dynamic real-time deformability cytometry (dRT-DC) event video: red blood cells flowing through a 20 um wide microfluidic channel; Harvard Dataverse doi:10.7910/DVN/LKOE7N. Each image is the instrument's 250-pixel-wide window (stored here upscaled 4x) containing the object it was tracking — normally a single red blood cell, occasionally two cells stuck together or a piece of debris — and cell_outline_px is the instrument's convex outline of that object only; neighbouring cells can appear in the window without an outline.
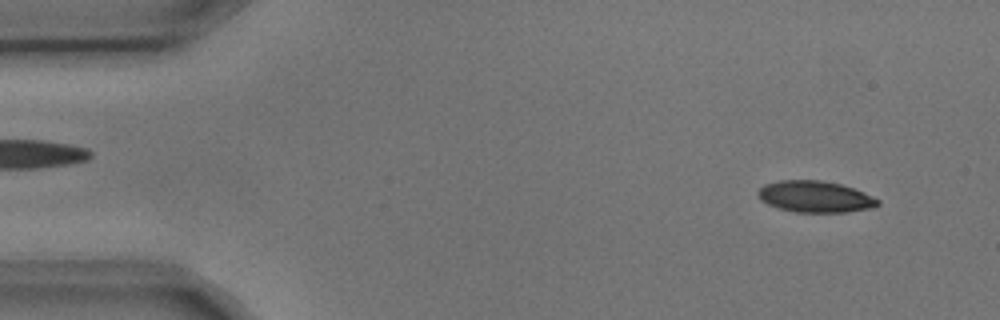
{"species": "common noctule bat (a hibernating species)", "species_latin": "Nyctalus noctula", "temperature_condition": "cold", "stored_images_in_passage": 4, "segment_of_instrument_passage": [2, 2], "camera_frame_rate_fps": 3000, "um_per_image_px": 0.085, "animal": {"sex": "male", "body_mass_g": 17.9, "forearm_length_mm": 54.2}, "frame": {"image": 1, "passage_image": 4, "time_ms": 1.0, "image_size_px": [1000, 320], "cell_outline_px": [[880, 204], [872, 208], [844, 212], [796, 212], [780, 208], [768, 204], [760, 200], [756, 192], [764, 184], [780, 180], [820, 180], [840, 184], [864, 192], [880, 200]], "centroid_in_image_um": [69.28, 16.71], "position_along_channel_um": 15.7, "area_um2": 21.91}}